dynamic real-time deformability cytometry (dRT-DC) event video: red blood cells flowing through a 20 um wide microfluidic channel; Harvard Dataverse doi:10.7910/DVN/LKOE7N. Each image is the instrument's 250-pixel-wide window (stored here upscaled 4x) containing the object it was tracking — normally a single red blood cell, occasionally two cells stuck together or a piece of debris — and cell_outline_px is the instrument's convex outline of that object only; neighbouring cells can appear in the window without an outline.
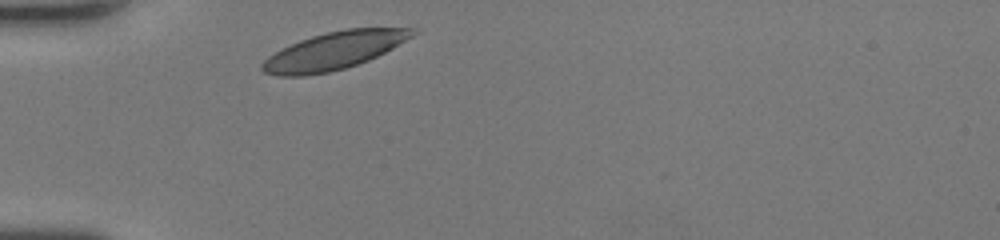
{"species": "human", "species_latin": "Homo sapiens", "temperature_condition": "room temperature", "stored_images_in_passage": 27, "camera_frame_rate_fps": 3000, "um_per_image_px": 0.085, "donor": {"sex": "female"}, "frame": {"image": 1, "passage_image": 1, "time_ms": 0.0, "image_size_px": [1000, 240], "cell_outline_px": [[420, 32], [392, 48], [368, 60], [344, 68], [328, 72], [304, 76], [276, 76], [264, 72], [260, 68], [260, 64], [268, 56], [300, 40], [312, 36], [328, 32], [348, 28], [416, 28]], "centroid_in_image_um": [28.39, 4.31], "position_along_channel_um": 56.6, "area_um2": 32.54}}
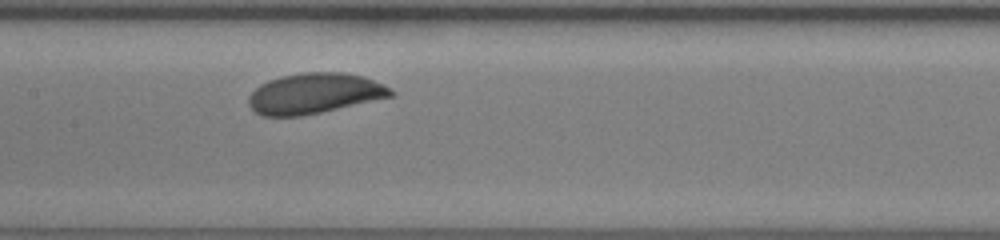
{"frame": {"image": 2, "passage_image": 11, "time_ms": 3.333, "image_size_px": [1000, 240], "cell_outline_px": [[396, 92], [392, 96], [320, 112], [300, 116], [260, 116], [248, 104], [248, 96], [260, 84], [268, 80], [280, 76], [304, 72], [344, 72], [364, 76], [384, 84]], "centroid_in_image_um": [26.71, 7.93], "position_along_channel_um": 180.7, "area_um2": 33.52}}
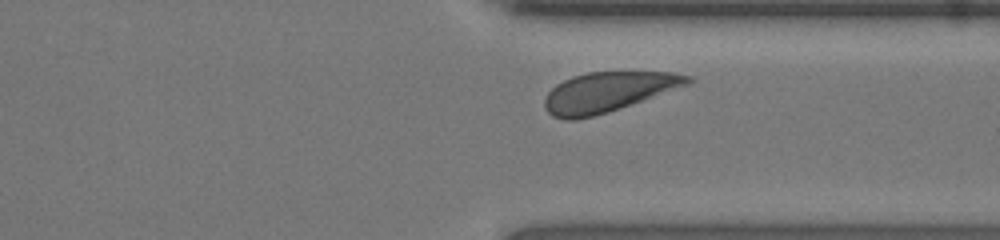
{"frame": {"image": 3, "passage_image": 24, "time_ms": 7.667, "image_size_px": [1000, 240], "cell_outline_px": [[696, 80], [688, 84], [608, 112], [576, 120], [564, 120], [552, 116], [544, 108], [544, 100], [548, 92], [556, 84], [572, 76], [588, 72], [672, 72], [692, 76]], "centroid_in_image_um": [51.64, 7.82], "position_along_channel_um": 359.8, "area_um2": 33.0}, "authors_computed_cell_mechanics": {"area_um2": 33.2928, "velocity_mm_per_s": 4.1169, "shape_relaxation_time_tau1_ms": 1.8569, "shape_relaxation_time_tau2_ms": null, "deformation_change_tau1": 0.1003, "deformation_change_tau2": null}}